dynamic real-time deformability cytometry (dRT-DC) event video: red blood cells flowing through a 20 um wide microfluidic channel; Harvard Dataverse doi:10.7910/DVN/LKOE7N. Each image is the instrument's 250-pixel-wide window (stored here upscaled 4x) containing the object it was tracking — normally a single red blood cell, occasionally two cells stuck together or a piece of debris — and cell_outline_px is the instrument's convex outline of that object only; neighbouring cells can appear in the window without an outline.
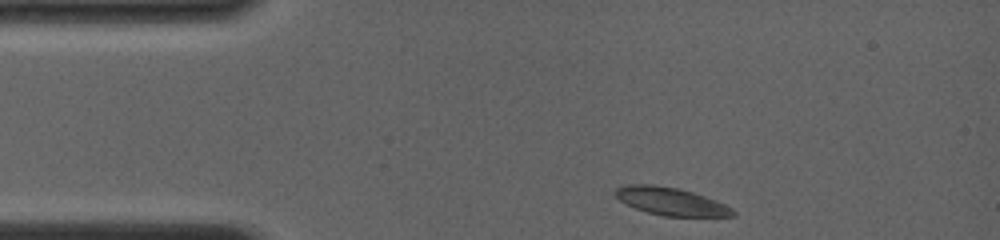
{"species": "common noctule bat (a hibernating species)", "species_latin": "Nyctalus noctula", "temperature_condition": "room temperature", "stored_images_in_passage": 50, "camera_frame_rate_fps": 4000, "um_per_image_px": 0.085, "animal": {"sex": "female", "body_mass_g": 19.0, "forearm_length_mm": 56.7}, "frame": {"image": 1, "passage_image": 1, "time_ms": 0.0, "image_size_px": [1000, 240], "cell_outline_px": [[736, 216], [664, 216], [648, 212], [636, 208], [620, 200], [612, 192], [616, 188], [624, 184], [652, 184], [680, 188], [716, 200], [732, 208], [736, 212]], "centroid_in_image_um": [57.02, 17.1], "position_along_channel_um": 28.0, "area_um2": 19.02}}
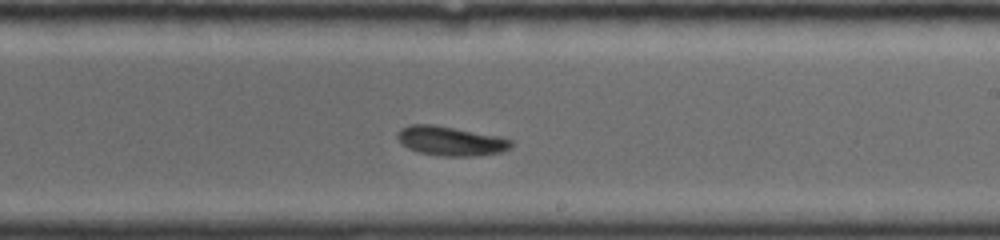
{"frame": {"image": 2, "passage_image": 26, "time_ms": 6.75, "image_size_px": [1000, 240], "cell_outline_px": [[512, 148], [500, 152], [476, 156], [444, 156], [420, 152], [408, 148], [396, 136], [396, 132], [400, 128], [408, 124], [432, 124], [500, 136], [512, 140]], "centroid_in_image_um": [38.32, 11.97], "position_along_channel_um": 250.7, "area_um2": 19.42}}
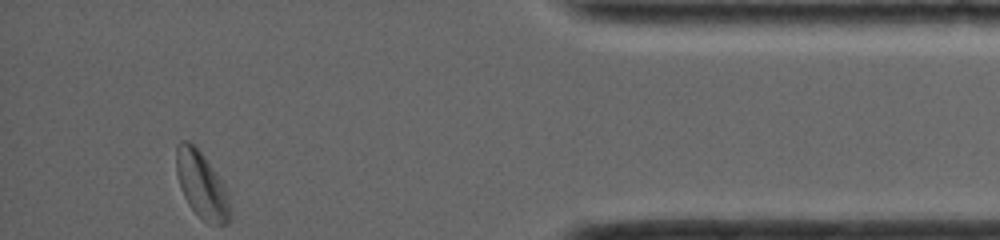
{"frame": {"image": 3, "passage_image": 50, "time_ms": 11.75, "image_size_px": [1000, 240], "cell_outline_px": [[232, 220], [228, 224], [208, 224], [188, 204], [180, 188], [176, 172], [176, 144], [180, 140], [188, 140], [200, 152], [224, 180], [228, 188], [232, 204]], "centroid_in_image_um": [17.21, 15.75], "position_along_channel_um": 418.0, "area_um2": 21.62}, "authors_computed_cell_mechanics": {"area_um2": 19.5942, "velocity_mm_per_s": 4.0047, "shape_relaxation_time_tau1_ms": 3.2418, "shape_relaxation_time_tau2_ms": 3.6502, "deformation_change_tau1": 0.0758, "deformation_change_tau2": 0.0767}}